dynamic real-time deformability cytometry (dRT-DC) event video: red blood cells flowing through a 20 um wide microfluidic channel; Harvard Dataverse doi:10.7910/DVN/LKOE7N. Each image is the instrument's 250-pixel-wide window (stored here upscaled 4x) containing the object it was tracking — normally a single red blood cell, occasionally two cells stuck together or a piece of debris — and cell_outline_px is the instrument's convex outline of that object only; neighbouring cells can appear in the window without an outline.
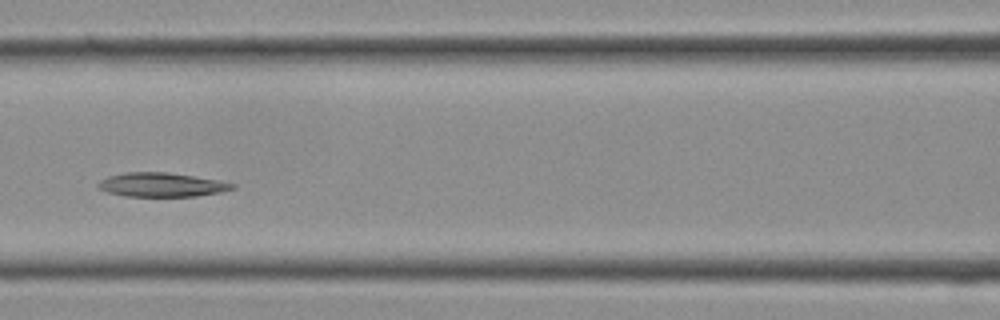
{"species": "Egyptian fruit bat (a non-hibernating species)", "species_latin": "Rousettus aegyptiacus", "temperature_condition": "cold", "stored_images_in_passage": 13, "camera_frame_rate_fps": 3000, "um_per_image_px": 0.085, "frame": {"image": 1, "passage_image": 10, "time_ms": 3.0, "image_size_px": [1000, 320], "cell_outline_px": [[236, 188], [220, 192], [196, 196], [124, 196], [108, 192], [96, 188], [96, 184], [100, 180], [108, 176], [124, 172], [168, 172], [220, 180], [236, 184]], "centroid_in_image_um": [13.72, 15.7], "position_along_channel_um": 152.9, "area_um2": 18.96}}
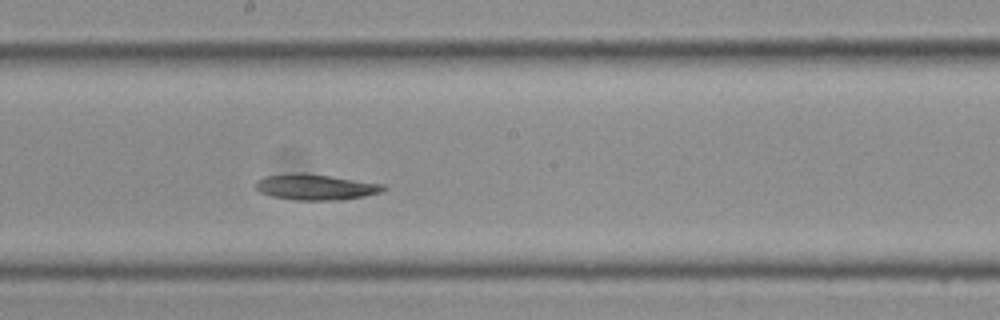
{"frame": {"image": 2, "passage_image": 13, "time_ms": 4.0, "image_size_px": [1000, 320], "cell_outline_px": [[388, 188], [380, 192], [364, 196], [340, 200], [300, 200], [272, 196], [260, 192], [256, 188], [256, 180], [264, 176], [288, 172], [304, 172], [332, 176], [384, 184]], "centroid_in_image_um": [26.81, 15.87], "position_along_channel_um": 221.4, "area_um2": 19.36}}